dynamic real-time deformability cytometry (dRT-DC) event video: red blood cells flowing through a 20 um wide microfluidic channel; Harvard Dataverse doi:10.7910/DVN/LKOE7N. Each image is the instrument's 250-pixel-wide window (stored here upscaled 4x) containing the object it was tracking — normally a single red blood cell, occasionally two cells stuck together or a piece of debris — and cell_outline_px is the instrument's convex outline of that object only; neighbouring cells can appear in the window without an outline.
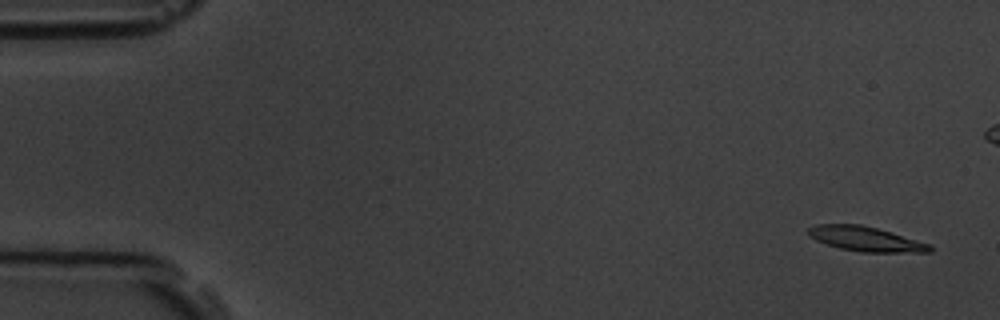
{"species": "common noctule bat (a hibernating species)", "species_latin": "Nyctalus noctula", "temperature_condition": "room temperature", "stored_images_in_passage": 7, "camera_frame_rate_fps": 3000, "um_per_image_px": 0.085, "animal": {"sex": "male", "body_mass_g": 19.5, "forearm_length_mm": 54.6}, "frame": {"image": 1, "passage_image": 1, "time_ms": 0.0, "image_size_px": [1000, 320], "cell_outline_px": [[932, 252], [860, 252], [840, 248], [816, 240], [808, 236], [808, 228], [816, 224], [860, 224], [876, 228], [932, 244]], "centroid_in_image_um": [73.59, 20.31], "position_along_channel_um": 11.4, "area_um2": 17.4}}
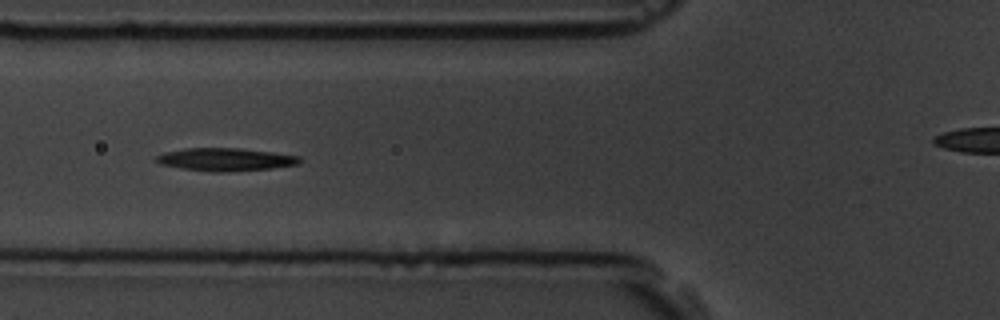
{"frame": {"image": 2, "passage_image": 6, "time_ms": 6.0, "image_size_px": [1000, 320], "cell_outline_px": [[300, 164], [272, 168], [224, 172], [212, 172], [180, 168], [160, 164], [156, 160], [156, 156], [164, 152], [184, 148], [240, 148], [272, 152], [300, 156]], "centroid_in_image_um": [19.16, 13.55], "position_along_channel_um": 106.6, "area_um2": 19.13}}
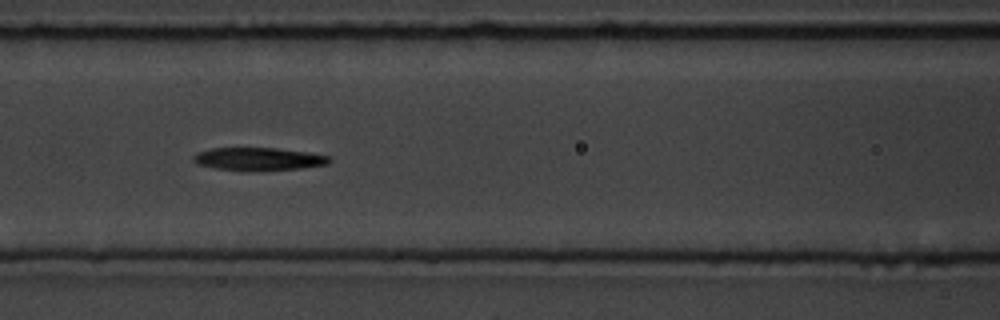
{"frame": {"image": 3, "passage_image": 7, "time_ms": 7.0, "image_size_px": [1000, 320], "cell_outline_px": [[332, 160], [328, 164], [300, 168], [256, 172], [244, 172], [216, 168], [196, 164], [192, 160], [192, 156], [196, 152], [212, 148], [276, 148], [308, 152], [332, 156]], "centroid_in_image_um": [21.96, 13.53], "position_along_channel_um": 144.6, "area_um2": 18.67}}